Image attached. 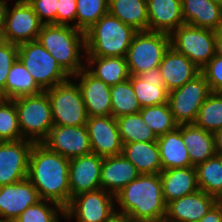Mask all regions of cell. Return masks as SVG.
Instances as JSON below:
<instances>
[{
	"label": "cell",
	"instance_id": "cell-43",
	"mask_svg": "<svg viewBox=\"0 0 222 222\" xmlns=\"http://www.w3.org/2000/svg\"><path fill=\"white\" fill-rule=\"evenodd\" d=\"M77 0H59L57 8V25L76 28Z\"/></svg>",
	"mask_w": 222,
	"mask_h": 222
},
{
	"label": "cell",
	"instance_id": "cell-23",
	"mask_svg": "<svg viewBox=\"0 0 222 222\" xmlns=\"http://www.w3.org/2000/svg\"><path fill=\"white\" fill-rule=\"evenodd\" d=\"M141 108L168 103L169 91L159 67L129 77Z\"/></svg>",
	"mask_w": 222,
	"mask_h": 222
},
{
	"label": "cell",
	"instance_id": "cell-8",
	"mask_svg": "<svg viewBox=\"0 0 222 222\" xmlns=\"http://www.w3.org/2000/svg\"><path fill=\"white\" fill-rule=\"evenodd\" d=\"M45 91L49 96L54 125H86L85 104L78 84L72 78Z\"/></svg>",
	"mask_w": 222,
	"mask_h": 222
},
{
	"label": "cell",
	"instance_id": "cell-36",
	"mask_svg": "<svg viewBox=\"0 0 222 222\" xmlns=\"http://www.w3.org/2000/svg\"><path fill=\"white\" fill-rule=\"evenodd\" d=\"M139 113L145 124L150 127L157 137L178 127L168 103L143 107Z\"/></svg>",
	"mask_w": 222,
	"mask_h": 222
},
{
	"label": "cell",
	"instance_id": "cell-18",
	"mask_svg": "<svg viewBox=\"0 0 222 222\" xmlns=\"http://www.w3.org/2000/svg\"><path fill=\"white\" fill-rule=\"evenodd\" d=\"M219 200L198 190L167 204L165 222H198Z\"/></svg>",
	"mask_w": 222,
	"mask_h": 222
},
{
	"label": "cell",
	"instance_id": "cell-38",
	"mask_svg": "<svg viewBox=\"0 0 222 222\" xmlns=\"http://www.w3.org/2000/svg\"><path fill=\"white\" fill-rule=\"evenodd\" d=\"M64 213L65 209L61 205L41 199L29 206L15 220L16 222H56Z\"/></svg>",
	"mask_w": 222,
	"mask_h": 222
},
{
	"label": "cell",
	"instance_id": "cell-28",
	"mask_svg": "<svg viewBox=\"0 0 222 222\" xmlns=\"http://www.w3.org/2000/svg\"><path fill=\"white\" fill-rule=\"evenodd\" d=\"M162 170L192 167L188 150L181 135V125L157 139Z\"/></svg>",
	"mask_w": 222,
	"mask_h": 222
},
{
	"label": "cell",
	"instance_id": "cell-25",
	"mask_svg": "<svg viewBox=\"0 0 222 222\" xmlns=\"http://www.w3.org/2000/svg\"><path fill=\"white\" fill-rule=\"evenodd\" d=\"M159 175L166 204L199 190L196 167L194 166L162 170Z\"/></svg>",
	"mask_w": 222,
	"mask_h": 222
},
{
	"label": "cell",
	"instance_id": "cell-44",
	"mask_svg": "<svg viewBox=\"0 0 222 222\" xmlns=\"http://www.w3.org/2000/svg\"><path fill=\"white\" fill-rule=\"evenodd\" d=\"M198 222H222V201H218Z\"/></svg>",
	"mask_w": 222,
	"mask_h": 222
},
{
	"label": "cell",
	"instance_id": "cell-50",
	"mask_svg": "<svg viewBox=\"0 0 222 222\" xmlns=\"http://www.w3.org/2000/svg\"><path fill=\"white\" fill-rule=\"evenodd\" d=\"M214 3H217L222 6V0H212Z\"/></svg>",
	"mask_w": 222,
	"mask_h": 222
},
{
	"label": "cell",
	"instance_id": "cell-24",
	"mask_svg": "<svg viewBox=\"0 0 222 222\" xmlns=\"http://www.w3.org/2000/svg\"><path fill=\"white\" fill-rule=\"evenodd\" d=\"M185 24L218 31L222 28V6L212 0H181Z\"/></svg>",
	"mask_w": 222,
	"mask_h": 222
},
{
	"label": "cell",
	"instance_id": "cell-32",
	"mask_svg": "<svg viewBox=\"0 0 222 222\" xmlns=\"http://www.w3.org/2000/svg\"><path fill=\"white\" fill-rule=\"evenodd\" d=\"M199 190L222 201V157L213 156L196 166Z\"/></svg>",
	"mask_w": 222,
	"mask_h": 222
},
{
	"label": "cell",
	"instance_id": "cell-41",
	"mask_svg": "<svg viewBox=\"0 0 222 222\" xmlns=\"http://www.w3.org/2000/svg\"><path fill=\"white\" fill-rule=\"evenodd\" d=\"M211 92H222V56L214 55L201 69Z\"/></svg>",
	"mask_w": 222,
	"mask_h": 222
},
{
	"label": "cell",
	"instance_id": "cell-6",
	"mask_svg": "<svg viewBox=\"0 0 222 222\" xmlns=\"http://www.w3.org/2000/svg\"><path fill=\"white\" fill-rule=\"evenodd\" d=\"M18 59L44 91L71 78L38 40L19 44Z\"/></svg>",
	"mask_w": 222,
	"mask_h": 222
},
{
	"label": "cell",
	"instance_id": "cell-27",
	"mask_svg": "<svg viewBox=\"0 0 222 222\" xmlns=\"http://www.w3.org/2000/svg\"><path fill=\"white\" fill-rule=\"evenodd\" d=\"M85 69L109 86L122 83L130 77L125 57L85 56Z\"/></svg>",
	"mask_w": 222,
	"mask_h": 222
},
{
	"label": "cell",
	"instance_id": "cell-11",
	"mask_svg": "<svg viewBox=\"0 0 222 222\" xmlns=\"http://www.w3.org/2000/svg\"><path fill=\"white\" fill-rule=\"evenodd\" d=\"M116 210L115 196L103 189L73 196L65 208L64 222H102Z\"/></svg>",
	"mask_w": 222,
	"mask_h": 222
},
{
	"label": "cell",
	"instance_id": "cell-10",
	"mask_svg": "<svg viewBox=\"0 0 222 222\" xmlns=\"http://www.w3.org/2000/svg\"><path fill=\"white\" fill-rule=\"evenodd\" d=\"M211 93L205 76L200 73L182 87L169 92L168 105L178 124H194L199 109Z\"/></svg>",
	"mask_w": 222,
	"mask_h": 222
},
{
	"label": "cell",
	"instance_id": "cell-35",
	"mask_svg": "<svg viewBox=\"0 0 222 222\" xmlns=\"http://www.w3.org/2000/svg\"><path fill=\"white\" fill-rule=\"evenodd\" d=\"M194 124L212 133L222 128V92H211L208 95Z\"/></svg>",
	"mask_w": 222,
	"mask_h": 222
},
{
	"label": "cell",
	"instance_id": "cell-20",
	"mask_svg": "<svg viewBox=\"0 0 222 222\" xmlns=\"http://www.w3.org/2000/svg\"><path fill=\"white\" fill-rule=\"evenodd\" d=\"M159 70L164 79V86L169 92L182 87L201 73V69L171 46L164 54Z\"/></svg>",
	"mask_w": 222,
	"mask_h": 222
},
{
	"label": "cell",
	"instance_id": "cell-46",
	"mask_svg": "<svg viewBox=\"0 0 222 222\" xmlns=\"http://www.w3.org/2000/svg\"><path fill=\"white\" fill-rule=\"evenodd\" d=\"M8 1H12V0H0V37H1L4 23H5L8 4L10 3Z\"/></svg>",
	"mask_w": 222,
	"mask_h": 222
},
{
	"label": "cell",
	"instance_id": "cell-26",
	"mask_svg": "<svg viewBox=\"0 0 222 222\" xmlns=\"http://www.w3.org/2000/svg\"><path fill=\"white\" fill-rule=\"evenodd\" d=\"M181 135L192 166L196 167L216 155L212 132L199 128L195 124H181Z\"/></svg>",
	"mask_w": 222,
	"mask_h": 222
},
{
	"label": "cell",
	"instance_id": "cell-49",
	"mask_svg": "<svg viewBox=\"0 0 222 222\" xmlns=\"http://www.w3.org/2000/svg\"><path fill=\"white\" fill-rule=\"evenodd\" d=\"M0 222H16L15 219H8V218H1L0 217Z\"/></svg>",
	"mask_w": 222,
	"mask_h": 222
},
{
	"label": "cell",
	"instance_id": "cell-30",
	"mask_svg": "<svg viewBox=\"0 0 222 222\" xmlns=\"http://www.w3.org/2000/svg\"><path fill=\"white\" fill-rule=\"evenodd\" d=\"M108 12L136 31H148L147 0H109Z\"/></svg>",
	"mask_w": 222,
	"mask_h": 222
},
{
	"label": "cell",
	"instance_id": "cell-48",
	"mask_svg": "<svg viewBox=\"0 0 222 222\" xmlns=\"http://www.w3.org/2000/svg\"><path fill=\"white\" fill-rule=\"evenodd\" d=\"M215 55L222 56V28L215 31Z\"/></svg>",
	"mask_w": 222,
	"mask_h": 222
},
{
	"label": "cell",
	"instance_id": "cell-2",
	"mask_svg": "<svg viewBox=\"0 0 222 222\" xmlns=\"http://www.w3.org/2000/svg\"><path fill=\"white\" fill-rule=\"evenodd\" d=\"M116 210L132 222H163L167 204L159 174H140L115 195Z\"/></svg>",
	"mask_w": 222,
	"mask_h": 222
},
{
	"label": "cell",
	"instance_id": "cell-4",
	"mask_svg": "<svg viewBox=\"0 0 222 222\" xmlns=\"http://www.w3.org/2000/svg\"><path fill=\"white\" fill-rule=\"evenodd\" d=\"M137 32L108 12L84 32L85 56L126 57Z\"/></svg>",
	"mask_w": 222,
	"mask_h": 222
},
{
	"label": "cell",
	"instance_id": "cell-7",
	"mask_svg": "<svg viewBox=\"0 0 222 222\" xmlns=\"http://www.w3.org/2000/svg\"><path fill=\"white\" fill-rule=\"evenodd\" d=\"M170 46V35L166 33L138 31L125 57L130 75L159 67Z\"/></svg>",
	"mask_w": 222,
	"mask_h": 222
},
{
	"label": "cell",
	"instance_id": "cell-45",
	"mask_svg": "<svg viewBox=\"0 0 222 222\" xmlns=\"http://www.w3.org/2000/svg\"><path fill=\"white\" fill-rule=\"evenodd\" d=\"M102 222H132V220L125 213L115 210Z\"/></svg>",
	"mask_w": 222,
	"mask_h": 222
},
{
	"label": "cell",
	"instance_id": "cell-13",
	"mask_svg": "<svg viewBox=\"0 0 222 222\" xmlns=\"http://www.w3.org/2000/svg\"><path fill=\"white\" fill-rule=\"evenodd\" d=\"M41 144L68 159L92 153L86 125H54Z\"/></svg>",
	"mask_w": 222,
	"mask_h": 222
},
{
	"label": "cell",
	"instance_id": "cell-31",
	"mask_svg": "<svg viewBox=\"0 0 222 222\" xmlns=\"http://www.w3.org/2000/svg\"><path fill=\"white\" fill-rule=\"evenodd\" d=\"M43 91L23 63L17 59L7 76L5 99L13 100L23 96L37 95Z\"/></svg>",
	"mask_w": 222,
	"mask_h": 222
},
{
	"label": "cell",
	"instance_id": "cell-42",
	"mask_svg": "<svg viewBox=\"0 0 222 222\" xmlns=\"http://www.w3.org/2000/svg\"><path fill=\"white\" fill-rule=\"evenodd\" d=\"M43 24L57 25L59 0H27Z\"/></svg>",
	"mask_w": 222,
	"mask_h": 222
},
{
	"label": "cell",
	"instance_id": "cell-16",
	"mask_svg": "<svg viewBox=\"0 0 222 222\" xmlns=\"http://www.w3.org/2000/svg\"><path fill=\"white\" fill-rule=\"evenodd\" d=\"M71 78L78 84L88 117L111 115V86L85 68Z\"/></svg>",
	"mask_w": 222,
	"mask_h": 222
},
{
	"label": "cell",
	"instance_id": "cell-1",
	"mask_svg": "<svg viewBox=\"0 0 222 222\" xmlns=\"http://www.w3.org/2000/svg\"><path fill=\"white\" fill-rule=\"evenodd\" d=\"M69 161L47 149L41 143H34L28 165L27 179L37 189L40 199L53 201L64 209L71 201L69 186Z\"/></svg>",
	"mask_w": 222,
	"mask_h": 222
},
{
	"label": "cell",
	"instance_id": "cell-15",
	"mask_svg": "<svg viewBox=\"0 0 222 222\" xmlns=\"http://www.w3.org/2000/svg\"><path fill=\"white\" fill-rule=\"evenodd\" d=\"M86 127L92 153L103 158L122 153L123 143L117 120L112 115L88 117Z\"/></svg>",
	"mask_w": 222,
	"mask_h": 222
},
{
	"label": "cell",
	"instance_id": "cell-14",
	"mask_svg": "<svg viewBox=\"0 0 222 222\" xmlns=\"http://www.w3.org/2000/svg\"><path fill=\"white\" fill-rule=\"evenodd\" d=\"M34 142L27 139L0 141V186L27 178L29 156Z\"/></svg>",
	"mask_w": 222,
	"mask_h": 222
},
{
	"label": "cell",
	"instance_id": "cell-39",
	"mask_svg": "<svg viewBox=\"0 0 222 222\" xmlns=\"http://www.w3.org/2000/svg\"><path fill=\"white\" fill-rule=\"evenodd\" d=\"M22 139L18 123V113L13 100L0 98V141Z\"/></svg>",
	"mask_w": 222,
	"mask_h": 222
},
{
	"label": "cell",
	"instance_id": "cell-21",
	"mask_svg": "<svg viewBox=\"0 0 222 222\" xmlns=\"http://www.w3.org/2000/svg\"><path fill=\"white\" fill-rule=\"evenodd\" d=\"M148 31L171 35L185 24L181 0H147Z\"/></svg>",
	"mask_w": 222,
	"mask_h": 222
},
{
	"label": "cell",
	"instance_id": "cell-34",
	"mask_svg": "<svg viewBox=\"0 0 222 222\" xmlns=\"http://www.w3.org/2000/svg\"><path fill=\"white\" fill-rule=\"evenodd\" d=\"M111 92V115L118 118L127 114L138 113L142 108L136 98L130 79L112 85Z\"/></svg>",
	"mask_w": 222,
	"mask_h": 222
},
{
	"label": "cell",
	"instance_id": "cell-5",
	"mask_svg": "<svg viewBox=\"0 0 222 222\" xmlns=\"http://www.w3.org/2000/svg\"><path fill=\"white\" fill-rule=\"evenodd\" d=\"M18 113L22 139L41 143L54 126L49 96L46 91L37 95L13 99Z\"/></svg>",
	"mask_w": 222,
	"mask_h": 222
},
{
	"label": "cell",
	"instance_id": "cell-22",
	"mask_svg": "<svg viewBox=\"0 0 222 222\" xmlns=\"http://www.w3.org/2000/svg\"><path fill=\"white\" fill-rule=\"evenodd\" d=\"M139 175L137 168L122 154L104 157L100 173L101 189L115 196Z\"/></svg>",
	"mask_w": 222,
	"mask_h": 222
},
{
	"label": "cell",
	"instance_id": "cell-17",
	"mask_svg": "<svg viewBox=\"0 0 222 222\" xmlns=\"http://www.w3.org/2000/svg\"><path fill=\"white\" fill-rule=\"evenodd\" d=\"M103 157L90 153L69 161V186L71 198L81 193L101 189Z\"/></svg>",
	"mask_w": 222,
	"mask_h": 222
},
{
	"label": "cell",
	"instance_id": "cell-40",
	"mask_svg": "<svg viewBox=\"0 0 222 222\" xmlns=\"http://www.w3.org/2000/svg\"><path fill=\"white\" fill-rule=\"evenodd\" d=\"M18 59V45L0 39V98L5 99L8 73Z\"/></svg>",
	"mask_w": 222,
	"mask_h": 222
},
{
	"label": "cell",
	"instance_id": "cell-29",
	"mask_svg": "<svg viewBox=\"0 0 222 222\" xmlns=\"http://www.w3.org/2000/svg\"><path fill=\"white\" fill-rule=\"evenodd\" d=\"M140 174H159L162 171L157 141L123 144L122 153Z\"/></svg>",
	"mask_w": 222,
	"mask_h": 222
},
{
	"label": "cell",
	"instance_id": "cell-3",
	"mask_svg": "<svg viewBox=\"0 0 222 222\" xmlns=\"http://www.w3.org/2000/svg\"><path fill=\"white\" fill-rule=\"evenodd\" d=\"M37 40L72 77L85 68V33L68 25L43 24Z\"/></svg>",
	"mask_w": 222,
	"mask_h": 222
},
{
	"label": "cell",
	"instance_id": "cell-47",
	"mask_svg": "<svg viewBox=\"0 0 222 222\" xmlns=\"http://www.w3.org/2000/svg\"><path fill=\"white\" fill-rule=\"evenodd\" d=\"M213 135L216 155L222 157V128L215 131Z\"/></svg>",
	"mask_w": 222,
	"mask_h": 222
},
{
	"label": "cell",
	"instance_id": "cell-51",
	"mask_svg": "<svg viewBox=\"0 0 222 222\" xmlns=\"http://www.w3.org/2000/svg\"><path fill=\"white\" fill-rule=\"evenodd\" d=\"M62 219H64V214L56 222H61Z\"/></svg>",
	"mask_w": 222,
	"mask_h": 222
},
{
	"label": "cell",
	"instance_id": "cell-37",
	"mask_svg": "<svg viewBox=\"0 0 222 222\" xmlns=\"http://www.w3.org/2000/svg\"><path fill=\"white\" fill-rule=\"evenodd\" d=\"M109 0H77L76 29L86 32L108 13Z\"/></svg>",
	"mask_w": 222,
	"mask_h": 222
},
{
	"label": "cell",
	"instance_id": "cell-19",
	"mask_svg": "<svg viewBox=\"0 0 222 222\" xmlns=\"http://www.w3.org/2000/svg\"><path fill=\"white\" fill-rule=\"evenodd\" d=\"M40 200L37 189L27 178L0 186V217L16 219L29 206Z\"/></svg>",
	"mask_w": 222,
	"mask_h": 222
},
{
	"label": "cell",
	"instance_id": "cell-9",
	"mask_svg": "<svg viewBox=\"0 0 222 222\" xmlns=\"http://www.w3.org/2000/svg\"><path fill=\"white\" fill-rule=\"evenodd\" d=\"M171 47L184 54L199 69L215 55V31L183 24L171 35Z\"/></svg>",
	"mask_w": 222,
	"mask_h": 222
},
{
	"label": "cell",
	"instance_id": "cell-12",
	"mask_svg": "<svg viewBox=\"0 0 222 222\" xmlns=\"http://www.w3.org/2000/svg\"><path fill=\"white\" fill-rule=\"evenodd\" d=\"M6 11L0 39L16 45L37 40L43 23L27 0H15Z\"/></svg>",
	"mask_w": 222,
	"mask_h": 222
},
{
	"label": "cell",
	"instance_id": "cell-33",
	"mask_svg": "<svg viewBox=\"0 0 222 222\" xmlns=\"http://www.w3.org/2000/svg\"><path fill=\"white\" fill-rule=\"evenodd\" d=\"M119 129V135L122 143L133 142H153L157 141L158 137L145 124L141 114H127L116 118Z\"/></svg>",
	"mask_w": 222,
	"mask_h": 222
}]
</instances>
